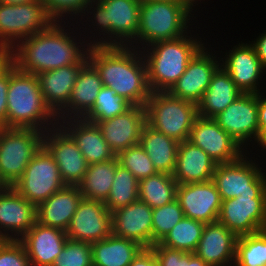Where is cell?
Returning <instances> with one entry per match:
<instances>
[{
	"label": "cell",
	"mask_w": 266,
	"mask_h": 266,
	"mask_svg": "<svg viewBox=\"0 0 266 266\" xmlns=\"http://www.w3.org/2000/svg\"><path fill=\"white\" fill-rule=\"evenodd\" d=\"M70 26L66 25V20L63 25L62 21H55L49 28L19 41L11 49V62L20 71L35 75L78 64L87 55L90 46L84 37L86 35H82L83 40L79 34L78 42V35L74 36L73 32L79 27L74 28L72 23Z\"/></svg>",
	"instance_id": "cell-1"
},
{
	"label": "cell",
	"mask_w": 266,
	"mask_h": 266,
	"mask_svg": "<svg viewBox=\"0 0 266 266\" xmlns=\"http://www.w3.org/2000/svg\"><path fill=\"white\" fill-rule=\"evenodd\" d=\"M88 61L99 72L103 86L131 105L145 106L151 90L141 50L130 46L89 47Z\"/></svg>",
	"instance_id": "cell-2"
},
{
	"label": "cell",
	"mask_w": 266,
	"mask_h": 266,
	"mask_svg": "<svg viewBox=\"0 0 266 266\" xmlns=\"http://www.w3.org/2000/svg\"><path fill=\"white\" fill-rule=\"evenodd\" d=\"M140 5L141 0H92L86 6L83 14H81L79 22L81 23V21L85 19L84 17L87 15V20H85V22L92 21L91 26H94L92 28L94 29L93 32L98 31L96 37L99 34V36H102L99 37V39L98 37L96 39L95 33L88 28L90 32L88 31L87 34L91 33L94 37L90 36L88 41H86L87 44L90 47L130 46L136 48V35L139 27Z\"/></svg>",
	"instance_id": "cell-3"
},
{
	"label": "cell",
	"mask_w": 266,
	"mask_h": 266,
	"mask_svg": "<svg viewBox=\"0 0 266 266\" xmlns=\"http://www.w3.org/2000/svg\"><path fill=\"white\" fill-rule=\"evenodd\" d=\"M58 123L43 99L37 75L20 71L10 62L6 127L46 132Z\"/></svg>",
	"instance_id": "cell-4"
},
{
	"label": "cell",
	"mask_w": 266,
	"mask_h": 266,
	"mask_svg": "<svg viewBox=\"0 0 266 266\" xmlns=\"http://www.w3.org/2000/svg\"><path fill=\"white\" fill-rule=\"evenodd\" d=\"M194 36L190 30L180 38L157 42L141 50L151 92H168L185 72L190 60L205 45Z\"/></svg>",
	"instance_id": "cell-5"
},
{
	"label": "cell",
	"mask_w": 266,
	"mask_h": 266,
	"mask_svg": "<svg viewBox=\"0 0 266 266\" xmlns=\"http://www.w3.org/2000/svg\"><path fill=\"white\" fill-rule=\"evenodd\" d=\"M190 17L196 19L181 3L141 0L136 49L184 36L192 25Z\"/></svg>",
	"instance_id": "cell-6"
},
{
	"label": "cell",
	"mask_w": 266,
	"mask_h": 266,
	"mask_svg": "<svg viewBox=\"0 0 266 266\" xmlns=\"http://www.w3.org/2000/svg\"><path fill=\"white\" fill-rule=\"evenodd\" d=\"M145 111L147 125L179 143L189 139L198 117L197 104L174 97L169 92H151Z\"/></svg>",
	"instance_id": "cell-7"
},
{
	"label": "cell",
	"mask_w": 266,
	"mask_h": 266,
	"mask_svg": "<svg viewBox=\"0 0 266 266\" xmlns=\"http://www.w3.org/2000/svg\"><path fill=\"white\" fill-rule=\"evenodd\" d=\"M44 132L0 127V186H13L43 146Z\"/></svg>",
	"instance_id": "cell-8"
},
{
	"label": "cell",
	"mask_w": 266,
	"mask_h": 266,
	"mask_svg": "<svg viewBox=\"0 0 266 266\" xmlns=\"http://www.w3.org/2000/svg\"><path fill=\"white\" fill-rule=\"evenodd\" d=\"M55 21L41 0L17 5L0 2V45L12 49L19 41L49 28Z\"/></svg>",
	"instance_id": "cell-9"
},
{
	"label": "cell",
	"mask_w": 266,
	"mask_h": 266,
	"mask_svg": "<svg viewBox=\"0 0 266 266\" xmlns=\"http://www.w3.org/2000/svg\"><path fill=\"white\" fill-rule=\"evenodd\" d=\"M247 154L249 151L233 162L217 164L212 180L221 200L240 195H266V173Z\"/></svg>",
	"instance_id": "cell-10"
},
{
	"label": "cell",
	"mask_w": 266,
	"mask_h": 266,
	"mask_svg": "<svg viewBox=\"0 0 266 266\" xmlns=\"http://www.w3.org/2000/svg\"><path fill=\"white\" fill-rule=\"evenodd\" d=\"M65 185L58 165L42 146L13 187L36 207Z\"/></svg>",
	"instance_id": "cell-11"
},
{
	"label": "cell",
	"mask_w": 266,
	"mask_h": 266,
	"mask_svg": "<svg viewBox=\"0 0 266 266\" xmlns=\"http://www.w3.org/2000/svg\"><path fill=\"white\" fill-rule=\"evenodd\" d=\"M218 222L237 237L266 229V195H240L222 200Z\"/></svg>",
	"instance_id": "cell-12"
},
{
	"label": "cell",
	"mask_w": 266,
	"mask_h": 266,
	"mask_svg": "<svg viewBox=\"0 0 266 266\" xmlns=\"http://www.w3.org/2000/svg\"><path fill=\"white\" fill-rule=\"evenodd\" d=\"M213 119L243 149L253 140L258 144V94L242 93Z\"/></svg>",
	"instance_id": "cell-13"
},
{
	"label": "cell",
	"mask_w": 266,
	"mask_h": 266,
	"mask_svg": "<svg viewBox=\"0 0 266 266\" xmlns=\"http://www.w3.org/2000/svg\"><path fill=\"white\" fill-rule=\"evenodd\" d=\"M43 146L58 165L65 185L77 186L89 164L72 137L58 124L44 132Z\"/></svg>",
	"instance_id": "cell-14"
},
{
	"label": "cell",
	"mask_w": 266,
	"mask_h": 266,
	"mask_svg": "<svg viewBox=\"0 0 266 266\" xmlns=\"http://www.w3.org/2000/svg\"><path fill=\"white\" fill-rule=\"evenodd\" d=\"M65 232L68 239L90 244L111 235L112 216L105 202L82 198Z\"/></svg>",
	"instance_id": "cell-15"
},
{
	"label": "cell",
	"mask_w": 266,
	"mask_h": 266,
	"mask_svg": "<svg viewBox=\"0 0 266 266\" xmlns=\"http://www.w3.org/2000/svg\"><path fill=\"white\" fill-rule=\"evenodd\" d=\"M36 211L13 186H0V239L19 240L37 221Z\"/></svg>",
	"instance_id": "cell-16"
},
{
	"label": "cell",
	"mask_w": 266,
	"mask_h": 266,
	"mask_svg": "<svg viewBox=\"0 0 266 266\" xmlns=\"http://www.w3.org/2000/svg\"><path fill=\"white\" fill-rule=\"evenodd\" d=\"M192 144L200 147L217 164L229 163L239 159L243 149L213 118L197 117L190 131L189 139Z\"/></svg>",
	"instance_id": "cell-17"
},
{
	"label": "cell",
	"mask_w": 266,
	"mask_h": 266,
	"mask_svg": "<svg viewBox=\"0 0 266 266\" xmlns=\"http://www.w3.org/2000/svg\"><path fill=\"white\" fill-rule=\"evenodd\" d=\"M214 55L203 46L168 92L174 97L197 104L207 90L214 73L221 66V61Z\"/></svg>",
	"instance_id": "cell-18"
},
{
	"label": "cell",
	"mask_w": 266,
	"mask_h": 266,
	"mask_svg": "<svg viewBox=\"0 0 266 266\" xmlns=\"http://www.w3.org/2000/svg\"><path fill=\"white\" fill-rule=\"evenodd\" d=\"M176 199L180 203L184 217L204 224L217 221L222 200L213 180L178 184Z\"/></svg>",
	"instance_id": "cell-19"
},
{
	"label": "cell",
	"mask_w": 266,
	"mask_h": 266,
	"mask_svg": "<svg viewBox=\"0 0 266 266\" xmlns=\"http://www.w3.org/2000/svg\"><path fill=\"white\" fill-rule=\"evenodd\" d=\"M225 54V60L223 58L220 60L221 66L229 73L235 85L242 93L259 94L261 91L259 83L262 81L265 69L257 57L254 46L251 43L239 42Z\"/></svg>",
	"instance_id": "cell-20"
},
{
	"label": "cell",
	"mask_w": 266,
	"mask_h": 266,
	"mask_svg": "<svg viewBox=\"0 0 266 266\" xmlns=\"http://www.w3.org/2000/svg\"><path fill=\"white\" fill-rule=\"evenodd\" d=\"M94 123L100 128L108 146L117 154L140 144L141 131L146 124L145 106L132 105L120 115Z\"/></svg>",
	"instance_id": "cell-21"
},
{
	"label": "cell",
	"mask_w": 266,
	"mask_h": 266,
	"mask_svg": "<svg viewBox=\"0 0 266 266\" xmlns=\"http://www.w3.org/2000/svg\"><path fill=\"white\" fill-rule=\"evenodd\" d=\"M152 210L148 204L137 200L111 213L112 234L139 243L144 248L152 246Z\"/></svg>",
	"instance_id": "cell-22"
},
{
	"label": "cell",
	"mask_w": 266,
	"mask_h": 266,
	"mask_svg": "<svg viewBox=\"0 0 266 266\" xmlns=\"http://www.w3.org/2000/svg\"><path fill=\"white\" fill-rule=\"evenodd\" d=\"M67 239L65 231L36 221L19 241L25 248L31 266H52Z\"/></svg>",
	"instance_id": "cell-23"
},
{
	"label": "cell",
	"mask_w": 266,
	"mask_h": 266,
	"mask_svg": "<svg viewBox=\"0 0 266 266\" xmlns=\"http://www.w3.org/2000/svg\"><path fill=\"white\" fill-rule=\"evenodd\" d=\"M238 237L216 221L205 224L194 254L209 266H234Z\"/></svg>",
	"instance_id": "cell-24"
},
{
	"label": "cell",
	"mask_w": 266,
	"mask_h": 266,
	"mask_svg": "<svg viewBox=\"0 0 266 266\" xmlns=\"http://www.w3.org/2000/svg\"><path fill=\"white\" fill-rule=\"evenodd\" d=\"M75 141L88 164L106 162L116 157L98 125L84 118H69L58 123Z\"/></svg>",
	"instance_id": "cell-25"
},
{
	"label": "cell",
	"mask_w": 266,
	"mask_h": 266,
	"mask_svg": "<svg viewBox=\"0 0 266 266\" xmlns=\"http://www.w3.org/2000/svg\"><path fill=\"white\" fill-rule=\"evenodd\" d=\"M87 62L88 56L86 55L78 64L37 75L43 99L56 116L68 105L78 73Z\"/></svg>",
	"instance_id": "cell-26"
},
{
	"label": "cell",
	"mask_w": 266,
	"mask_h": 266,
	"mask_svg": "<svg viewBox=\"0 0 266 266\" xmlns=\"http://www.w3.org/2000/svg\"><path fill=\"white\" fill-rule=\"evenodd\" d=\"M217 163L200 147L186 140L179 143L175 171L177 184L212 180Z\"/></svg>",
	"instance_id": "cell-27"
},
{
	"label": "cell",
	"mask_w": 266,
	"mask_h": 266,
	"mask_svg": "<svg viewBox=\"0 0 266 266\" xmlns=\"http://www.w3.org/2000/svg\"><path fill=\"white\" fill-rule=\"evenodd\" d=\"M82 198L78 186H64L37 206V222L66 231Z\"/></svg>",
	"instance_id": "cell-28"
},
{
	"label": "cell",
	"mask_w": 266,
	"mask_h": 266,
	"mask_svg": "<svg viewBox=\"0 0 266 266\" xmlns=\"http://www.w3.org/2000/svg\"><path fill=\"white\" fill-rule=\"evenodd\" d=\"M102 87L99 72L88 61L78 73L68 105L57 115L58 122L69 118H82L93 107Z\"/></svg>",
	"instance_id": "cell-29"
},
{
	"label": "cell",
	"mask_w": 266,
	"mask_h": 266,
	"mask_svg": "<svg viewBox=\"0 0 266 266\" xmlns=\"http://www.w3.org/2000/svg\"><path fill=\"white\" fill-rule=\"evenodd\" d=\"M242 91L235 85L229 73L220 66L214 73L207 90L197 103L201 118H213L234 102Z\"/></svg>",
	"instance_id": "cell-30"
},
{
	"label": "cell",
	"mask_w": 266,
	"mask_h": 266,
	"mask_svg": "<svg viewBox=\"0 0 266 266\" xmlns=\"http://www.w3.org/2000/svg\"><path fill=\"white\" fill-rule=\"evenodd\" d=\"M91 249L93 266H129L144 247L135 241L111 234L91 243Z\"/></svg>",
	"instance_id": "cell-31"
},
{
	"label": "cell",
	"mask_w": 266,
	"mask_h": 266,
	"mask_svg": "<svg viewBox=\"0 0 266 266\" xmlns=\"http://www.w3.org/2000/svg\"><path fill=\"white\" fill-rule=\"evenodd\" d=\"M140 145L151 159L158 173L172 175L175 171L179 142L145 124Z\"/></svg>",
	"instance_id": "cell-32"
},
{
	"label": "cell",
	"mask_w": 266,
	"mask_h": 266,
	"mask_svg": "<svg viewBox=\"0 0 266 266\" xmlns=\"http://www.w3.org/2000/svg\"><path fill=\"white\" fill-rule=\"evenodd\" d=\"M118 160L88 165L82 181L77 185L84 199L106 201L114 180Z\"/></svg>",
	"instance_id": "cell-33"
},
{
	"label": "cell",
	"mask_w": 266,
	"mask_h": 266,
	"mask_svg": "<svg viewBox=\"0 0 266 266\" xmlns=\"http://www.w3.org/2000/svg\"><path fill=\"white\" fill-rule=\"evenodd\" d=\"M177 185L173 175L157 173L139 181L138 198L151 209L161 207L176 199Z\"/></svg>",
	"instance_id": "cell-34"
},
{
	"label": "cell",
	"mask_w": 266,
	"mask_h": 266,
	"mask_svg": "<svg viewBox=\"0 0 266 266\" xmlns=\"http://www.w3.org/2000/svg\"><path fill=\"white\" fill-rule=\"evenodd\" d=\"M138 186L139 181L136 177L127 168L118 164L110 193L105 201L109 212L112 213L137 201L139 199Z\"/></svg>",
	"instance_id": "cell-35"
},
{
	"label": "cell",
	"mask_w": 266,
	"mask_h": 266,
	"mask_svg": "<svg viewBox=\"0 0 266 266\" xmlns=\"http://www.w3.org/2000/svg\"><path fill=\"white\" fill-rule=\"evenodd\" d=\"M205 224L183 217L173 229L159 242L160 245L194 253L202 237Z\"/></svg>",
	"instance_id": "cell-36"
},
{
	"label": "cell",
	"mask_w": 266,
	"mask_h": 266,
	"mask_svg": "<svg viewBox=\"0 0 266 266\" xmlns=\"http://www.w3.org/2000/svg\"><path fill=\"white\" fill-rule=\"evenodd\" d=\"M234 266H266V229L238 237Z\"/></svg>",
	"instance_id": "cell-37"
},
{
	"label": "cell",
	"mask_w": 266,
	"mask_h": 266,
	"mask_svg": "<svg viewBox=\"0 0 266 266\" xmlns=\"http://www.w3.org/2000/svg\"><path fill=\"white\" fill-rule=\"evenodd\" d=\"M131 106L125 98L117 95L113 89L103 86L93 107L82 118L89 122L105 121L124 113Z\"/></svg>",
	"instance_id": "cell-38"
},
{
	"label": "cell",
	"mask_w": 266,
	"mask_h": 266,
	"mask_svg": "<svg viewBox=\"0 0 266 266\" xmlns=\"http://www.w3.org/2000/svg\"><path fill=\"white\" fill-rule=\"evenodd\" d=\"M184 217L177 199L164 206L152 210V246L159 243Z\"/></svg>",
	"instance_id": "cell-39"
},
{
	"label": "cell",
	"mask_w": 266,
	"mask_h": 266,
	"mask_svg": "<svg viewBox=\"0 0 266 266\" xmlns=\"http://www.w3.org/2000/svg\"><path fill=\"white\" fill-rule=\"evenodd\" d=\"M116 158L118 163L127 168L138 181L158 173L140 144L118 152Z\"/></svg>",
	"instance_id": "cell-40"
},
{
	"label": "cell",
	"mask_w": 266,
	"mask_h": 266,
	"mask_svg": "<svg viewBox=\"0 0 266 266\" xmlns=\"http://www.w3.org/2000/svg\"><path fill=\"white\" fill-rule=\"evenodd\" d=\"M52 266H93L91 244L67 239Z\"/></svg>",
	"instance_id": "cell-41"
},
{
	"label": "cell",
	"mask_w": 266,
	"mask_h": 266,
	"mask_svg": "<svg viewBox=\"0 0 266 266\" xmlns=\"http://www.w3.org/2000/svg\"><path fill=\"white\" fill-rule=\"evenodd\" d=\"M46 9L48 10L49 14L56 20V21H64L67 20V25L71 23V20H76L72 22L74 25L79 23L78 17L84 12L86 6L92 0H41ZM70 14V15H69ZM69 16V19L68 18ZM77 16V17H76ZM65 17V18H64ZM77 18V19H76ZM70 21V23H69Z\"/></svg>",
	"instance_id": "cell-42"
},
{
	"label": "cell",
	"mask_w": 266,
	"mask_h": 266,
	"mask_svg": "<svg viewBox=\"0 0 266 266\" xmlns=\"http://www.w3.org/2000/svg\"><path fill=\"white\" fill-rule=\"evenodd\" d=\"M0 266H31L19 240L0 239Z\"/></svg>",
	"instance_id": "cell-43"
},
{
	"label": "cell",
	"mask_w": 266,
	"mask_h": 266,
	"mask_svg": "<svg viewBox=\"0 0 266 266\" xmlns=\"http://www.w3.org/2000/svg\"><path fill=\"white\" fill-rule=\"evenodd\" d=\"M159 266H185V263H189V253L172 249L159 243H155L150 247Z\"/></svg>",
	"instance_id": "cell-44"
},
{
	"label": "cell",
	"mask_w": 266,
	"mask_h": 266,
	"mask_svg": "<svg viewBox=\"0 0 266 266\" xmlns=\"http://www.w3.org/2000/svg\"><path fill=\"white\" fill-rule=\"evenodd\" d=\"M9 64L0 72V127H6Z\"/></svg>",
	"instance_id": "cell-45"
},
{
	"label": "cell",
	"mask_w": 266,
	"mask_h": 266,
	"mask_svg": "<svg viewBox=\"0 0 266 266\" xmlns=\"http://www.w3.org/2000/svg\"><path fill=\"white\" fill-rule=\"evenodd\" d=\"M261 94H258V145L261 147V151L266 149V98Z\"/></svg>",
	"instance_id": "cell-46"
},
{
	"label": "cell",
	"mask_w": 266,
	"mask_h": 266,
	"mask_svg": "<svg viewBox=\"0 0 266 266\" xmlns=\"http://www.w3.org/2000/svg\"><path fill=\"white\" fill-rule=\"evenodd\" d=\"M129 266H159L151 248H144Z\"/></svg>",
	"instance_id": "cell-47"
},
{
	"label": "cell",
	"mask_w": 266,
	"mask_h": 266,
	"mask_svg": "<svg viewBox=\"0 0 266 266\" xmlns=\"http://www.w3.org/2000/svg\"><path fill=\"white\" fill-rule=\"evenodd\" d=\"M254 43H251L257 53V57L260 59L261 65L266 70V32L262 33L255 39Z\"/></svg>",
	"instance_id": "cell-48"
},
{
	"label": "cell",
	"mask_w": 266,
	"mask_h": 266,
	"mask_svg": "<svg viewBox=\"0 0 266 266\" xmlns=\"http://www.w3.org/2000/svg\"><path fill=\"white\" fill-rule=\"evenodd\" d=\"M11 62V49L0 45V72Z\"/></svg>",
	"instance_id": "cell-49"
},
{
	"label": "cell",
	"mask_w": 266,
	"mask_h": 266,
	"mask_svg": "<svg viewBox=\"0 0 266 266\" xmlns=\"http://www.w3.org/2000/svg\"><path fill=\"white\" fill-rule=\"evenodd\" d=\"M185 266H209L194 253H189V263H185Z\"/></svg>",
	"instance_id": "cell-50"
},
{
	"label": "cell",
	"mask_w": 266,
	"mask_h": 266,
	"mask_svg": "<svg viewBox=\"0 0 266 266\" xmlns=\"http://www.w3.org/2000/svg\"><path fill=\"white\" fill-rule=\"evenodd\" d=\"M199 0H180V3L183 4L190 12L194 10L193 8H196L194 4L198 2ZM193 7V8H192Z\"/></svg>",
	"instance_id": "cell-51"
},
{
	"label": "cell",
	"mask_w": 266,
	"mask_h": 266,
	"mask_svg": "<svg viewBox=\"0 0 266 266\" xmlns=\"http://www.w3.org/2000/svg\"><path fill=\"white\" fill-rule=\"evenodd\" d=\"M32 1H35V0H0L1 3L12 4V5L26 4Z\"/></svg>",
	"instance_id": "cell-52"
},
{
	"label": "cell",
	"mask_w": 266,
	"mask_h": 266,
	"mask_svg": "<svg viewBox=\"0 0 266 266\" xmlns=\"http://www.w3.org/2000/svg\"><path fill=\"white\" fill-rule=\"evenodd\" d=\"M152 1H167V2L180 3V0H152Z\"/></svg>",
	"instance_id": "cell-53"
}]
</instances>
